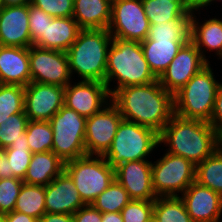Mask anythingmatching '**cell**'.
I'll return each instance as SVG.
<instances>
[{"label":"cell","instance_id":"6da1fadb","mask_svg":"<svg viewBox=\"0 0 222 222\" xmlns=\"http://www.w3.org/2000/svg\"><path fill=\"white\" fill-rule=\"evenodd\" d=\"M111 102L124 120L148 127L158 134L174 115L173 95L160 85L159 80L120 88L111 95Z\"/></svg>","mask_w":222,"mask_h":222},{"label":"cell","instance_id":"7a4b0ae2","mask_svg":"<svg viewBox=\"0 0 222 222\" xmlns=\"http://www.w3.org/2000/svg\"><path fill=\"white\" fill-rule=\"evenodd\" d=\"M162 144L169 147L166 152L197 165L219 148V137L209 122L174 114L159 134V145Z\"/></svg>","mask_w":222,"mask_h":222},{"label":"cell","instance_id":"3957f363","mask_svg":"<svg viewBox=\"0 0 222 222\" xmlns=\"http://www.w3.org/2000/svg\"><path fill=\"white\" fill-rule=\"evenodd\" d=\"M157 80L144 57L140 42L112 39L107 53L105 78L110 95L123 87L145 85Z\"/></svg>","mask_w":222,"mask_h":222},{"label":"cell","instance_id":"277c9868","mask_svg":"<svg viewBox=\"0 0 222 222\" xmlns=\"http://www.w3.org/2000/svg\"><path fill=\"white\" fill-rule=\"evenodd\" d=\"M108 29H81L66 51L71 75L105 83L107 53L112 43ZM74 75V76H73Z\"/></svg>","mask_w":222,"mask_h":222},{"label":"cell","instance_id":"5b68a950","mask_svg":"<svg viewBox=\"0 0 222 222\" xmlns=\"http://www.w3.org/2000/svg\"><path fill=\"white\" fill-rule=\"evenodd\" d=\"M208 63L173 95L174 114L184 118L210 122L218 87L213 68Z\"/></svg>","mask_w":222,"mask_h":222},{"label":"cell","instance_id":"8992f818","mask_svg":"<svg viewBox=\"0 0 222 222\" xmlns=\"http://www.w3.org/2000/svg\"><path fill=\"white\" fill-rule=\"evenodd\" d=\"M159 145V134L137 123L122 120L113 142L103 156L112 168L130 161L149 160ZM149 158V159H147Z\"/></svg>","mask_w":222,"mask_h":222},{"label":"cell","instance_id":"52a82bcc","mask_svg":"<svg viewBox=\"0 0 222 222\" xmlns=\"http://www.w3.org/2000/svg\"><path fill=\"white\" fill-rule=\"evenodd\" d=\"M83 202L91 204L115 180V169L103 156L85 155L65 162Z\"/></svg>","mask_w":222,"mask_h":222},{"label":"cell","instance_id":"ba28073f","mask_svg":"<svg viewBox=\"0 0 222 222\" xmlns=\"http://www.w3.org/2000/svg\"><path fill=\"white\" fill-rule=\"evenodd\" d=\"M49 123L53 130L52 152L64 162L87 155L85 117L64 105Z\"/></svg>","mask_w":222,"mask_h":222},{"label":"cell","instance_id":"9c48e42d","mask_svg":"<svg viewBox=\"0 0 222 222\" xmlns=\"http://www.w3.org/2000/svg\"><path fill=\"white\" fill-rule=\"evenodd\" d=\"M196 165L188 159L166 152L152 162L155 195L180 196L195 181Z\"/></svg>","mask_w":222,"mask_h":222},{"label":"cell","instance_id":"30bf717a","mask_svg":"<svg viewBox=\"0 0 222 222\" xmlns=\"http://www.w3.org/2000/svg\"><path fill=\"white\" fill-rule=\"evenodd\" d=\"M149 28L142 0L112 1L108 30L113 38L142 42L147 38Z\"/></svg>","mask_w":222,"mask_h":222},{"label":"cell","instance_id":"8fae6325","mask_svg":"<svg viewBox=\"0 0 222 222\" xmlns=\"http://www.w3.org/2000/svg\"><path fill=\"white\" fill-rule=\"evenodd\" d=\"M31 82L66 87L73 82L66 52L29 47Z\"/></svg>","mask_w":222,"mask_h":222},{"label":"cell","instance_id":"7c38bea8","mask_svg":"<svg viewBox=\"0 0 222 222\" xmlns=\"http://www.w3.org/2000/svg\"><path fill=\"white\" fill-rule=\"evenodd\" d=\"M123 117L110 102L100 112L86 118L85 149L87 155L104 156L112 145Z\"/></svg>","mask_w":222,"mask_h":222},{"label":"cell","instance_id":"4fadbf2b","mask_svg":"<svg viewBox=\"0 0 222 222\" xmlns=\"http://www.w3.org/2000/svg\"><path fill=\"white\" fill-rule=\"evenodd\" d=\"M64 100L65 106L89 118L111 102V95L103 82L79 80L65 87Z\"/></svg>","mask_w":222,"mask_h":222},{"label":"cell","instance_id":"5bb4252c","mask_svg":"<svg viewBox=\"0 0 222 222\" xmlns=\"http://www.w3.org/2000/svg\"><path fill=\"white\" fill-rule=\"evenodd\" d=\"M207 64L197 47L189 41L182 46L158 80L166 91L174 95Z\"/></svg>","mask_w":222,"mask_h":222},{"label":"cell","instance_id":"9a60e30c","mask_svg":"<svg viewBox=\"0 0 222 222\" xmlns=\"http://www.w3.org/2000/svg\"><path fill=\"white\" fill-rule=\"evenodd\" d=\"M24 89V112L31 121H49L64 106L65 87L30 82Z\"/></svg>","mask_w":222,"mask_h":222},{"label":"cell","instance_id":"2e32d148","mask_svg":"<svg viewBox=\"0 0 222 222\" xmlns=\"http://www.w3.org/2000/svg\"><path fill=\"white\" fill-rule=\"evenodd\" d=\"M193 222H222V196L194 181L181 195Z\"/></svg>","mask_w":222,"mask_h":222},{"label":"cell","instance_id":"e0dca14e","mask_svg":"<svg viewBox=\"0 0 222 222\" xmlns=\"http://www.w3.org/2000/svg\"><path fill=\"white\" fill-rule=\"evenodd\" d=\"M152 160L130 161L115 168V179L128 192L131 200H155L152 187Z\"/></svg>","mask_w":222,"mask_h":222},{"label":"cell","instance_id":"ac0fdd59","mask_svg":"<svg viewBox=\"0 0 222 222\" xmlns=\"http://www.w3.org/2000/svg\"><path fill=\"white\" fill-rule=\"evenodd\" d=\"M29 4L0 8V46H31Z\"/></svg>","mask_w":222,"mask_h":222},{"label":"cell","instance_id":"d6986e66","mask_svg":"<svg viewBox=\"0 0 222 222\" xmlns=\"http://www.w3.org/2000/svg\"><path fill=\"white\" fill-rule=\"evenodd\" d=\"M85 205L75 183L65 170L45 186L47 213L74 214Z\"/></svg>","mask_w":222,"mask_h":222},{"label":"cell","instance_id":"ffe728a7","mask_svg":"<svg viewBox=\"0 0 222 222\" xmlns=\"http://www.w3.org/2000/svg\"><path fill=\"white\" fill-rule=\"evenodd\" d=\"M200 11L192 12L190 41L200 51L202 57L208 62V52H214L218 60H222V18L210 17L209 19H199ZM202 22H199L201 21ZM208 57V59H207Z\"/></svg>","mask_w":222,"mask_h":222},{"label":"cell","instance_id":"44dd1931","mask_svg":"<svg viewBox=\"0 0 222 222\" xmlns=\"http://www.w3.org/2000/svg\"><path fill=\"white\" fill-rule=\"evenodd\" d=\"M0 82L22 87L31 82L29 48L0 46Z\"/></svg>","mask_w":222,"mask_h":222},{"label":"cell","instance_id":"7402d4cb","mask_svg":"<svg viewBox=\"0 0 222 222\" xmlns=\"http://www.w3.org/2000/svg\"><path fill=\"white\" fill-rule=\"evenodd\" d=\"M81 29L73 17H55L48 22L45 35L33 44L42 49L66 52L75 42Z\"/></svg>","mask_w":222,"mask_h":222},{"label":"cell","instance_id":"603a6c76","mask_svg":"<svg viewBox=\"0 0 222 222\" xmlns=\"http://www.w3.org/2000/svg\"><path fill=\"white\" fill-rule=\"evenodd\" d=\"M111 0H74L73 18L80 29H108Z\"/></svg>","mask_w":222,"mask_h":222},{"label":"cell","instance_id":"cb8c5ba5","mask_svg":"<svg viewBox=\"0 0 222 222\" xmlns=\"http://www.w3.org/2000/svg\"><path fill=\"white\" fill-rule=\"evenodd\" d=\"M65 170V162L54 152L34 153L26 175L25 184L47 186Z\"/></svg>","mask_w":222,"mask_h":222},{"label":"cell","instance_id":"d4e9b609","mask_svg":"<svg viewBox=\"0 0 222 222\" xmlns=\"http://www.w3.org/2000/svg\"><path fill=\"white\" fill-rule=\"evenodd\" d=\"M185 41H153L146 38L140 42L150 70L159 78L168 68Z\"/></svg>","mask_w":222,"mask_h":222},{"label":"cell","instance_id":"484cf974","mask_svg":"<svg viewBox=\"0 0 222 222\" xmlns=\"http://www.w3.org/2000/svg\"><path fill=\"white\" fill-rule=\"evenodd\" d=\"M150 25L163 23L190 13L187 0H142Z\"/></svg>","mask_w":222,"mask_h":222},{"label":"cell","instance_id":"4316f807","mask_svg":"<svg viewBox=\"0 0 222 222\" xmlns=\"http://www.w3.org/2000/svg\"><path fill=\"white\" fill-rule=\"evenodd\" d=\"M192 12L163 23L150 25L147 38L153 41H190Z\"/></svg>","mask_w":222,"mask_h":222},{"label":"cell","instance_id":"83f0119b","mask_svg":"<svg viewBox=\"0 0 222 222\" xmlns=\"http://www.w3.org/2000/svg\"><path fill=\"white\" fill-rule=\"evenodd\" d=\"M14 211L40 219L45 213V186L23 183Z\"/></svg>","mask_w":222,"mask_h":222},{"label":"cell","instance_id":"f1b7e54d","mask_svg":"<svg viewBox=\"0 0 222 222\" xmlns=\"http://www.w3.org/2000/svg\"><path fill=\"white\" fill-rule=\"evenodd\" d=\"M195 181L222 196V150L220 148L196 165Z\"/></svg>","mask_w":222,"mask_h":222},{"label":"cell","instance_id":"f546056e","mask_svg":"<svg viewBox=\"0 0 222 222\" xmlns=\"http://www.w3.org/2000/svg\"><path fill=\"white\" fill-rule=\"evenodd\" d=\"M153 218L157 222H193L180 196H159L154 200Z\"/></svg>","mask_w":222,"mask_h":222},{"label":"cell","instance_id":"4dcf8cb0","mask_svg":"<svg viewBox=\"0 0 222 222\" xmlns=\"http://www.w3.org/2000/svg\"><path fill=\"white\" fill-rule=\"evenodd\" d=\"M9 161V172L14 178L24 179L33 153L30 151L26 131L23 138L14 141L8 148L3 149Z\"/></svg>","mask_w":222,"mask_h":222},{"label":"cell","instance_id":"1f68e13d","mask_svg":"<svg viewBox=\"0 0 222 222\" xmlns=\"http://www.w3.org/2000/svg\"><path fill=\"white\" fill-rule=\"evenodd\" d=\"M131 201L128 192L115 179L91 205L101 213L121 212V210Z\"/></svg>","mask_w":222,"mask_h":222},{"label":"cell","instance_id":"d6a6232c","mask_svg":"<svg viewBox=\"0 0 222 222\" xmlns=\"http://www.w3.org/2000/svg\"><path fill=\"white\" fill-rule=\"evenodd\" d=\"M26 134L30 151L33 154L52 151L53 130L49 121L29 120Z\"/></svg>","mask_w":222,"mask_h":222},{"label":"cell","instance_id":"836d02e7","mask_svg":"<svg viewBox=\"0 0 222 222\" xmlns=\"http://www.w3.org/2000/svg\"><path fill=\"white\" fill-rule=\"evenodd\" d=\"M24 95L25 89L22 86H0V123H5L9 116L24 111Z\"/></svg>","mask_w":222,"mask_h":222},{"label":"cell","instance_id":"e575fe53","mask_svg":"<svg viewBox=\"0 0 222 222\" xmlns=\"http://www.w3.org/2000/svg\"><path fill=\"white\" fill-rule=\"evenodd\" d=\"M28 117L25 112L9 116L8 120L0 123V148H8L14 141L23 138V132L26 131Z\"/></svg>","mask_w":222,"mask_h":222},{"label":"cell","instance_id":"d590c367","mask_svg":"<svg viewBox=\"0 0 222 222\" xmlns=\"http://www.w3.org/2000/svg\"><path fill=\"white\" fill-rule=\"evenodd\" d=\"M19 178L0 179V214L12 212L15 208L17 197L23 185Z\"/></svg>","mask_w":222,"mask_h":222},{"label":"cell","instance_id":"8d00e7d4","mask_svg":"<svg viewBox=\"0 0 222 222\" xmlns=\"http://www.w3.org/2000/svg\"><path fill=\"white\" fill-rule=\"evenodd\" d=\"M154 200H131L122 210L123 222H150L153 219Z\"/></svg>","mask_w":222,"mask_h":222},{"label":"cell","instance_id":"74e56055","mask_svg":"<svg viewBox=\"0 0 222 222\" xmlns=\"http://www.w3.org/2000/svg\"><path fill=\"white\" fill-rule=\"evenodd\" d=\"M30 3L53 18L73 17L74 0H31Z\"/></svg>","mask_w":222,"mask_h":222},{"label":"cell","instance_id":"f35d334b","mask_svg":"<svg viewBox=\"0 0 222 222\" xmlns=\"http://www.w3.org/2000/svg\"><path fill=\"white\" fill-rule=\"evenodd\" d=\"M28 19L32 46L41 37V35H45L48 22H51L53 17L45 13L40 8L29 3Z\"/></svg>","mask_w":222,"mask_h":222},{"label":"cell","instance_id":"ab89813d","mask_svg":"<svg viewBox=\"0 0 222 222\" xmlns=\"http://www.w3.org/2000/svg\"><path fill=\"white\" fill-rule=\"evenodd\" d=\"M209 123L217 136H222V84L218 87L216 92L214 109Z\"/></svg>","mask_w":222,"mask_h":222},{"label":"cell","instance_id":"60d3db41","mask_svg":"<svg viewBox=\"0 0 222 222\" xmlns=\"http://www.w3.org/2000/svg\"><path fill=\"white\" fill-rule=\"evenodd\" d=\"M73 217L75 222H102V213L91 204L79 208Z\"/></svg>","mask_w":222,"mask_h":222},{"label":"cell","instance_id":"b9f144b4","mask_svg":"<svg viewBox=\"0 0 222 222\" xmlns=\"http://www.w3.org/2000/svg\"><path fill=\"white\" fill-rule=\"evenodd\" d=\"M38 222H75L73 214L45 213Z\"/></svg>","mask_w":222,"mask_h":222},{"label":"cell","instance_id":"7bdbcfd3","mask_svg":"<svg viewBox=\"0 0 222 222\" xmlns=\"http://www.w3.org/2000/svg\"><path fill=\"white\" fill-rule=\"evenodd\" d=\"M4 215L6 222H38V219L14 210Z\"/></svg>","mask_w":222,"mask_h":222},{"label":"cell","instance_id":"ee69618b","mask_svg":"<svg viewBox=\"0 0 222 222\" xmlns=\"http://www.w3.org/2000/svg\"><path fill=\"white\" fill-rule=\"evenodd\" d=\"M190 12H196L204 10L207 7L214 5L212 3H216V0H187Z\"/></svg>","mask_w":222,"mask_h":222},{"label":"cell","instance_id":"f6af8a7d","mask_svg":"<svg viewBox=\"0 0 222 222\" xmlns=\"http://www.w3.org/2000/svg\"><path fill=\"white\" fill-rule=\"evenodd\" d=\"M12 177V174L9 172V161L6 155L2 152L0 154V179Z\"/></svg>","mask_w":222,"mask_h":222},{"label":"cell","instance_id":"bcb514c9","mask_svg":"<svg viewBox=\"0 0 222 222\" xmlns=\"http://www.w3.org/2000/svg\"><path fill=\"white\" fill-rule=\"evenodd\" d=\"M102 222H123L121 212L102 213Z\"/></svg>","mask_w":222,"mask_h":222},{"label":"cell","instance_id":"7dc6e473","mask_svg":"<svg viewBox=\"0 0 222 222\" xmlns=\"http://www.w3.org/2000/svg\"><path fill=\"white\" fill-rule=\"evenodd\" d=\"M4 6H20L29 4L31 0H3Z\"/></svg>","mask_w":222,"mask_h":222},{"label":"cell","instance_id":"c3c4849f","mask_svg":"<svg viewBox=\"0 0 222 222\" xmlns=\"http://www.w3.org/2000/svg\"><path fill=\"white\" fill-rule=\"evenodd\" d=\"M0 222H6L5 215L0 214Z\"/></svg>","mask_w":222,"mask_h":222},{"label":"cell","instance_id":"681fc988","mask_svg":"<svg viewBox=\"0 0 222 222\" xmlns=\"http://www.w3.org/2000/svg\"><path fill=\"white\" fill-rule=\"evenodd\" d=\"M219 148L222 150V136L219 137Z\"/></svg>","mask_w":222,"mask_h":222},{"label":"cell","instance_id":"f907efd6","mask_svg":"<svg viewBox=\"0 0 222 222\" xmlns=\"http://www.w3.org/2000/svg\"><path fill=\"white\" fill-rule=\"evenodd\" d=\"M4 6V1L0 0V8H2Z\"/></svg>","mask_w":222,"mask_h":222},{"label":"cell","instance_id":"816d5d0a","mask_svg":"<svg viewBox=\"0 0 222 222\" xmlns=\"http://www.w3.org/2000/svg\"><path fill=\"white\" fill-rule=\"evenodd\" d=\"M150 222H157L154 218Z\"/></svg>","mask_w":222,"mask_h":222}]
</instances>
